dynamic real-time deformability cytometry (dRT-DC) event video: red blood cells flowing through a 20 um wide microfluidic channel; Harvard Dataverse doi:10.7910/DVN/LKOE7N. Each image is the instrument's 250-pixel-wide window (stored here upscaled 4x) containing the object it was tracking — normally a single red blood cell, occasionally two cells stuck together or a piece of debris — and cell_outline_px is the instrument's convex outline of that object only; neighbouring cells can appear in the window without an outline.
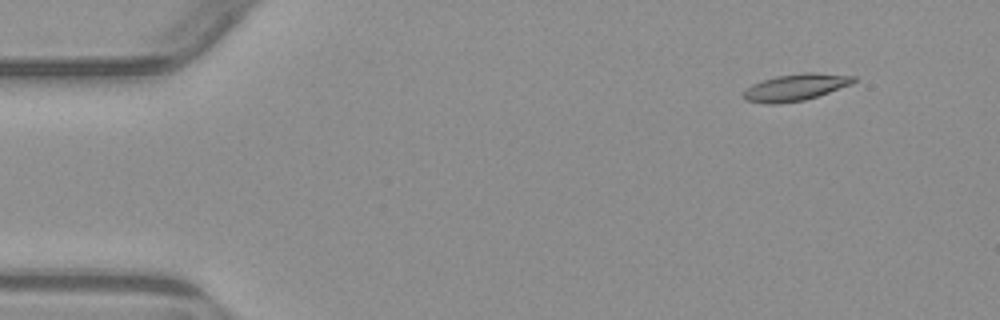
{"species": "common noctule bat (a hibernating species)", "species_latin": "Nyctalus noctula", "temperature_condition": "warm", "stored_images_in_passage": 4, "camera_frame_rate_fps": 3000, "um_per_image_px": 0.085, "animal": {"sex": "male", "body_mass_g": 23.1, "forearm_length_mm": 52.7}, "frame": {"image": 1, "passage_image": 2, "time_ms": 1.0, "image_size_px": [1000, 320], "cell_outline_px": [[856, 80], [852, 84], [804, 100], [780, 104], [764, 104], [744, 100], [740, 96], [752, 84], [776, 76], [804, 72], [816, 72], [856, 76]], "centroid_in_image_um": [67.6, 7.42], "position_along_channel_um": 17.4, "area_um2": 17.28}}